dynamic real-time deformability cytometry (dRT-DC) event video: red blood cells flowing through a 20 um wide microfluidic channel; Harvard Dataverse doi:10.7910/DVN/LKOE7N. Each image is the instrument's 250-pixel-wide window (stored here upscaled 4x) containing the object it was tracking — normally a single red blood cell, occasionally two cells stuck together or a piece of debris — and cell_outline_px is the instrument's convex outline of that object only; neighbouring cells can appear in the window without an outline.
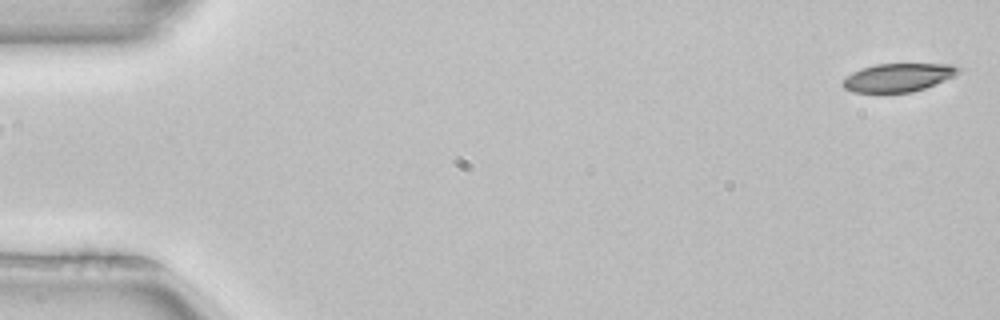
{"species": "common noctule bat (a hibernating species)", "species_latin": "Nyctalus noctula", "temperature_condition": "room temperature", "stored_images_in_passage": 3, "segment_of_instrument_passage": [2, 2], "camera_frame_rate_fps": 3000, "um_per_image_px": 0.085, "animal": {"sex": "female", "body_mass_g": 22.7, "forearm_length_mm": 54.2}, "frame": {"image": 1, "passage_image": 3, "time_ms": 0.667, "image_size_px": [1000, 320], "cell_outline_px": [[964, 68], [960, 72], [944, 80], [924, 88], [912, 92], [852, 92], [844, 88], [840, 84], [852, 72], [860, 68], [876, 64], [952, 64]], "centroid_in_image_um": [76.34, 6.57], "position_along_channel_um": 8.7, "area_um2": 19.02}}